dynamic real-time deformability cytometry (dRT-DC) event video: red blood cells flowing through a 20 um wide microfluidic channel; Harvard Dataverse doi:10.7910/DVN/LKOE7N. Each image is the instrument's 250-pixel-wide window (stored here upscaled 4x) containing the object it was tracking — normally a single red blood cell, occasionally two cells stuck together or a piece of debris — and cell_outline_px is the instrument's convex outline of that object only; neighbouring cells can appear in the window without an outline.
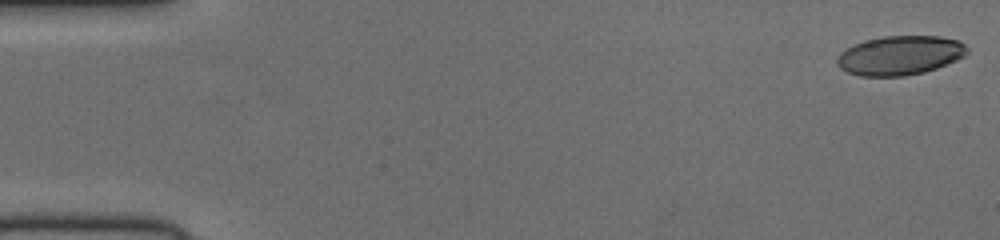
{"species": "human", "species_latin": "Homo sapiens", "temperature_condition": "cold", "stored_images_in_passage": 52, "camera_frame_rate_fps": 3000, "um_per_image_px": 0.085, "donor": {"sex": "female"}, "frame": {"image": 1, "passage_image": 1, "time_ms": 0.0, "image_size_px": [1000, 240], "cell_outline_px": [[968, 52], [964, 56], [956, 60], [936, 68], [924, 72], [904, 76], [860, 76], [848, 72], [840, 68], [836, 60], [840, 52], [864, 40], [884, 36], [940, 36], [960, 40], [968, 48]], "centroid_in_image_um": [76.51, 4.7], "position_along_channel_um": 8.5, "area_um2": 29.71}}
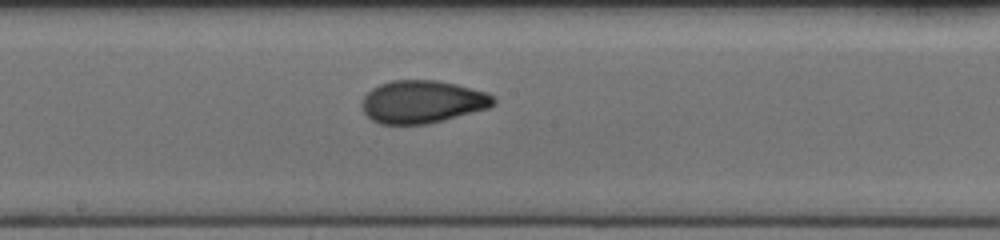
{"frame": {"image": 2, "passage_image": 28, "time_ms": 9.0, "image_size_px": [1000, 240], "cell_outline_px": [[496, 100], [488, 108], [424, 124], [380, 124], [372, 120], [364, 112], [364, 96], [372, 88], [380, 84], [392, 80], [436, 80], [456, 84], [488, 92]], "centroid_in_image_um": [35.9, 8.63], "position_along_channel_um": 212.3, "area_um2": 32.25}}
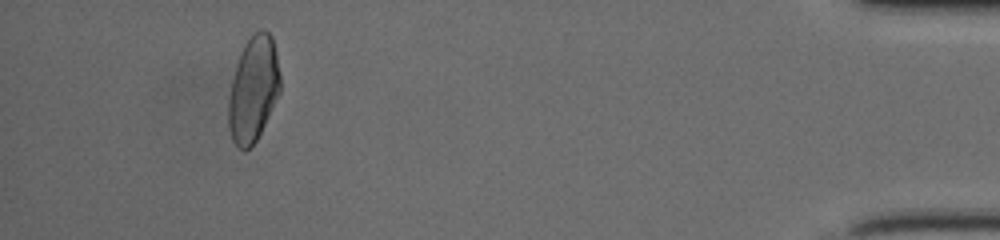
{"frame": {"image": 3, "passage_image": 48, "time_ms": 15.667, "image_size_px": [1000, 240], "cell_outline_px": [[280, 92], [256, 140], [248, 148], [240, 148], [232, 140], [228, 128], [228, 100], [232, 80], [236, 64], [244, 44], [260, 28], [264, 28], [272, 36], [276, 52], [280, 76]], "centroid_in_image_um": [21.53, 7.55], "position_along_channel_um": 413.7, "area_um2": 31.44}}